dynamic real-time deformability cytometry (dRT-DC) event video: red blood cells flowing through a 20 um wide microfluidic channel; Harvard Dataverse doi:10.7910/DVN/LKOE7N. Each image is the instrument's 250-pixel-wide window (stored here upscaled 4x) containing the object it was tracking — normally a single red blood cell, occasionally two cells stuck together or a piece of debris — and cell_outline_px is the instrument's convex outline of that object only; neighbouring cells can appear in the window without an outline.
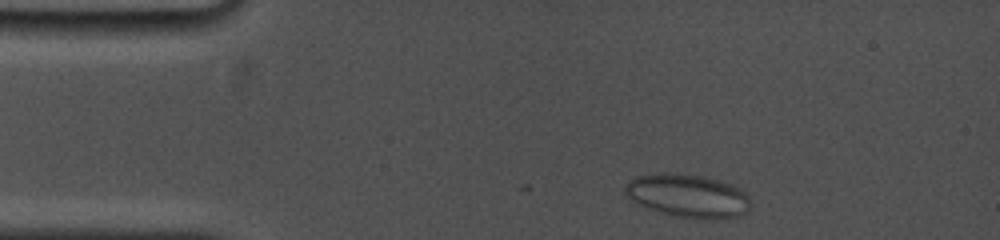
{"species": "common noctule bat (a hibernating species)", "species_latin": "Nyctalus noctula", "temperature_condition": "cold", "stored_images_in_passage": 2, "camera_frame_rate_fps": 5000, "um_per_image_px": 0.085, "animal": {"sex": "female", "body_mass_g": 19.0, "forearm_length_mm": 53.3}, "frame": {"image": 1, "passage_image": 2, "time_ms": 0.8, "image_size_px": [1000, 240], "cell_outline_px": [[748, 208], [744, 212], [736, 216], [708, 220], [676, 216], [644, 208], [624, 196], [624, 184], [628, 180], [636, 176], [664, 172], [668, 172], [708, 176], [732, 184], [740, 188], [748, 196]], "centroid_in_image_um": [58.38, 16.62], "position_along_channel_um": 26.6, "area_um2": 32.08}}